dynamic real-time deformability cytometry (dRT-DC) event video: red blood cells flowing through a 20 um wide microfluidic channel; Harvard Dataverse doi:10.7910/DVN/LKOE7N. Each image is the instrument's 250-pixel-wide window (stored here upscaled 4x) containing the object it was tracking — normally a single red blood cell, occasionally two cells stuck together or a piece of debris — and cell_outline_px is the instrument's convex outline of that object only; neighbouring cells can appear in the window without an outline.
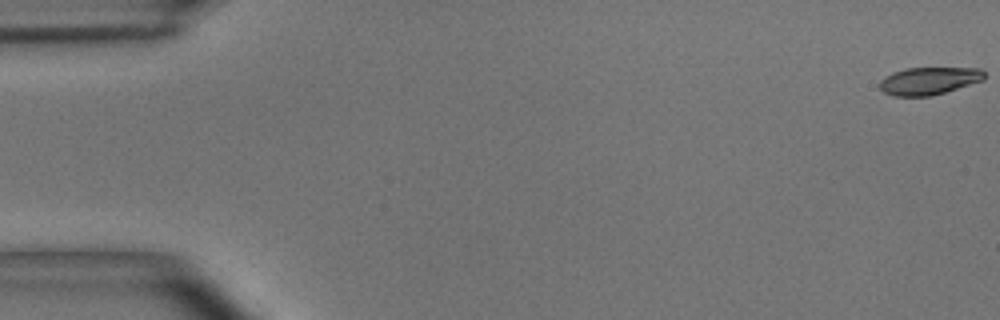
{"species": "common noctule bat (a hibernating species)", "species_latin": "Nyctalus noctula", "temperature_condition": "room temperature", "stored_images_in_passage": 55, "camera_frame_rate_fps": 3000, "um_per_image_px": 0.085, "animal": {"sex": "male", "body_mass_g": 15.6}, "frame": {"image": 1, "passage_image": 1, "time_ms": 0.0, "image_size_px": [1000, 320], "cell_outline_px": [[984, 80], [932, 96], [892, 96], [884, 92], [880, 88], [880, 80], [884, 76], [892, 72], [904, 68], [980, 68], [984, 72]], "centroid_in_image_um": [78.93, 6.87], "position_along_channel_um": 6.1, "area_um2": 16.88}}
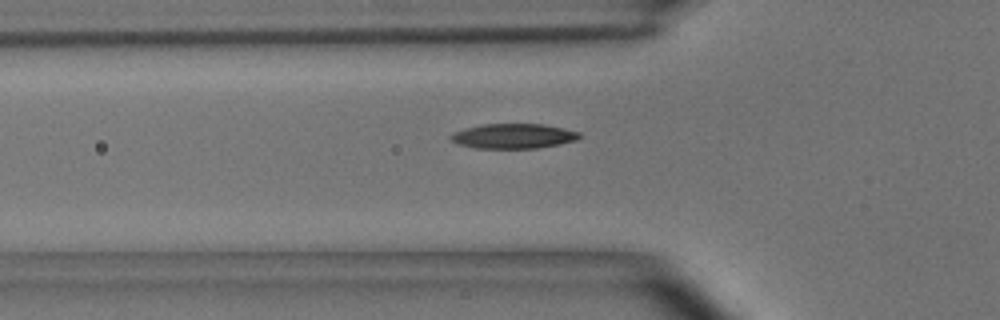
{"frame": {"image": 2, "passage_image": 19, "time_ms": 6.0, "image_size_px": [1000, 320], "cell_outline_px": [[580, 136], [576, 140], [560, 144], [536, 148], [476, 148], [456, 144], [448, 136], [452, 132], [464, 128], [484, 124], [544, 124], [564, 128], [580, 132]], "centroid_in_image_um": [43.6, 11.56], "position_along_channel_um": 82.2, "area_um2": 18.73}}
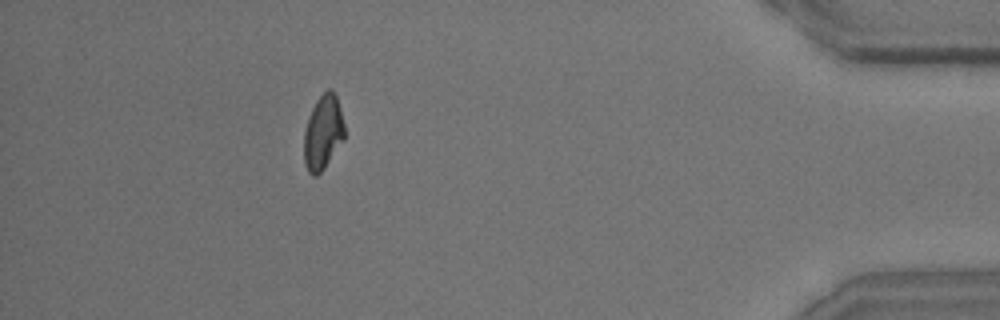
{"frame": {"image": 3, "passage_image": 50, "time_ms": 16.333, "image_size_px": [1000, 320], "cell_outline_px": [[344, 140], [324, 168], [316, 176], [312, 176], [308, 172], [304, 164], [304, 132], [312, 108], [316, 100], [328, 88], [332, 88], [336, 96], [340, 108], [344, 124]], "centroid_in_image_um": [27.46, 11.27], "position_along_channel_um": 407.7, "area_um2": 17.57}, "authors_computed_cell_mechanics": {"area_um2": 18.0914, "velocity_mm_per_s": 3.6486, "shape_relaxation_time_tau1_ms": 3.5288, "shape_relaxation_time_tau2_ms": 3.3565, "deformation_change_tau1": 0.1403, "deformation_change_tau2": 0.0816}}